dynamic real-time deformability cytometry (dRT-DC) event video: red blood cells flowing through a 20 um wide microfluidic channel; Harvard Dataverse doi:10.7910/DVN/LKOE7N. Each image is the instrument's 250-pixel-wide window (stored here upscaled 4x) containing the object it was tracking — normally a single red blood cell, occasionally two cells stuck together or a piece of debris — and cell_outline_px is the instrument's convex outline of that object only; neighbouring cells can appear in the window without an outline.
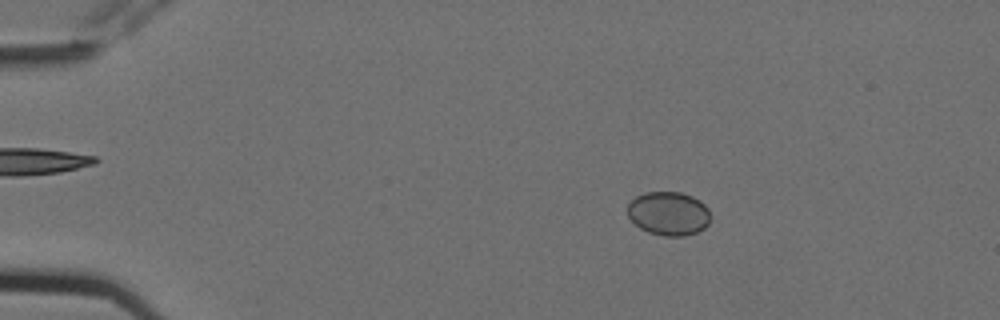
{"species": "Egyptian fruit bat (a non-hibernating species)", "species_latin": "Rousettus aegyptiacus", "temperature_condition": "cold", "stored_images_in_passage": 5, "camera_frame_rate_fps": 3000, "um_per_image_px": 0.085, "animal": {"sex": "female"}, "frame": {"image": 1, "passage_image": 3, "time_ms": 0.667, "image_size_px": [1000, 320], "cell_outline_px": [[708, 224], [704, 228], [696, 232], [684, 236], [664, 236], [648, 232], [640, 228], [628, 216], [628, 204], [636, 196], [644, 192], [680, 192], [692, 196], [700, 200], [708, 208]], "centroid_in_image_um": [56.82, 18.14], "position_along_channel_um": 28.2, "area_um2": 21.04}}